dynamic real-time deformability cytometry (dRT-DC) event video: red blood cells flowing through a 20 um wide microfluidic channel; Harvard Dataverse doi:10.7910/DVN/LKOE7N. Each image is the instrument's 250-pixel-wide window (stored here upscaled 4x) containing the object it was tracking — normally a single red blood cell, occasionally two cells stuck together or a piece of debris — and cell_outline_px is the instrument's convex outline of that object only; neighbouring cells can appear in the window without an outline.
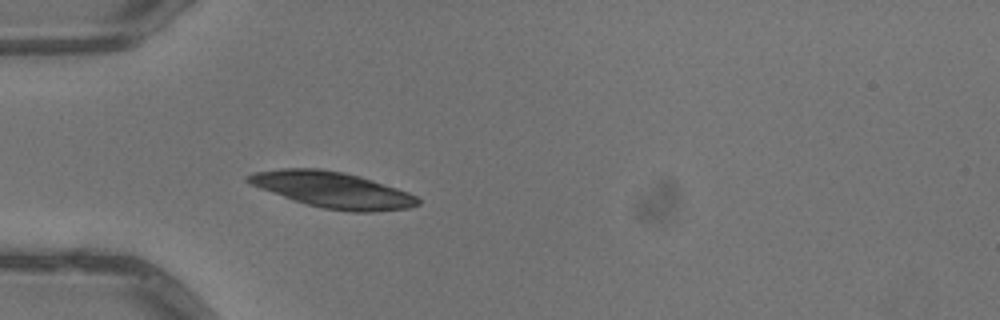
{"species": "common noctule bat (a hibernating species)", "species_latin": "Nyctalus noctula", "temperature_condition": "warm", "stored_images_in_passage": 3, "camera_frame_rate_fps": 3000, "um_per_image_px": 0.085, "animal": {"sex": "male", "body_mass_g": 13.3}, "frame": {"image": 1, "passage_image": 3, "time_ms": 0.667, "image_size_px": [1000, 320], "cell_outline_px": [[420, 204], [408, 208], [372, 212], [352, 212], [324, 208], [304, 204], [260, 188], [244, 180], [244, 176], [256, 172], [280, 168], [320, 168], [344, 172], [360, 176], [408, 192], [416, 196], [420, 200]], "centroid_in_image_um": [28.26, 16.13], "position_along_channel_um": 56.7, "area_um2": 35.49}}